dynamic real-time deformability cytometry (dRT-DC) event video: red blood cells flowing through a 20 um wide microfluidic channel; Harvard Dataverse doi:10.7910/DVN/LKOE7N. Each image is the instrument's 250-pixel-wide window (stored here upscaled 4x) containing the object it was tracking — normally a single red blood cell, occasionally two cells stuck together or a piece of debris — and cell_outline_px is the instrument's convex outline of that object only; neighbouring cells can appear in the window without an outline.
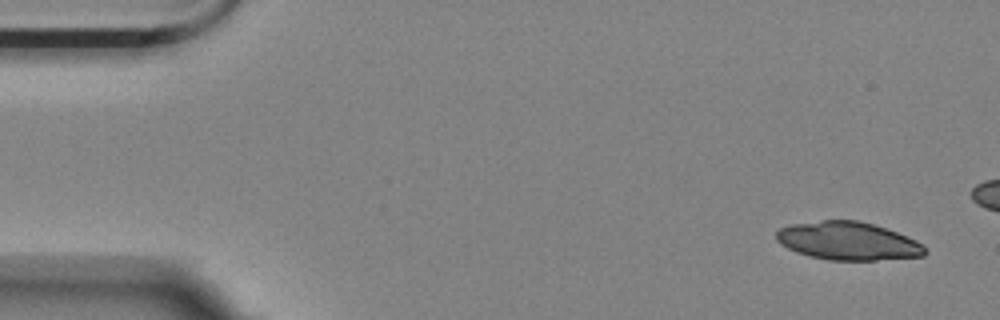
{"species": "Egyptian fruit bat (a non-hibernating species)", "species_latin": "Rousettus aegyptiacus", "temperature_condition": "room temperature", "stored_images_in_passage": 5, "camera_frame_rate_fps": 3000, "um_per_image_px": 0.085, "animal": {"sex": "female"}, "frame": {"image": 1, "passage_image": 1, "time_ms": 0.0, "image_size_px": [1000, 320], "cell_outline_px": [[928, 252], [924, 256], [876, 260], [828, 260], [808, 256], [796, 252], [780, 244], [776, 240], [776, 232], [780, 228], [792, 224], [820, 220], [860, 220], [896, 232], [916, 240]], "centroid_in_image_um": [72.05, 20.49], "position_along_channel_um": 13.0, "area_um2": 33.0}}